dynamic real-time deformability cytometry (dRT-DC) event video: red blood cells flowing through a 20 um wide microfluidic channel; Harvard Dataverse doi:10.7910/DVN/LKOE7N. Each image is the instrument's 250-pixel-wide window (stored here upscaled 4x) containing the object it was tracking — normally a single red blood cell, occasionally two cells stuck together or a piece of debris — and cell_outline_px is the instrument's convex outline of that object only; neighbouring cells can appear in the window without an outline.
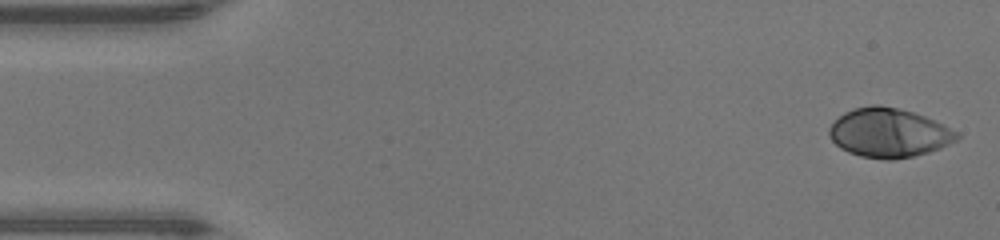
{"species": "human", "species_latin": "Homo sapiens", "temperature_condition": "warm", "stored_images_in_passage": 46, "camera_frame_rate_fps": 3000, "um_per_image_px": 0.085, "donor": {"sex": "male"}, "frame": {"image": 1, "passage_image": 1, "time_ms": 0.0, "image_size_px": [1000, 240], "cell_outline_px": [[960, 136], [956, 140], [940, 148], [928, 152], [896, 160], [884, 160], [860, 156], [848, 152], [840, 148], [832, 140], [828, 132], [828, 128], [844, 112], [856, 108], [872, 104], [880, 104], [912, 112], [924, 116], [944, 124], [960, 132]], "centroid_in_image_um": [75.56, 11.3], "position_along_channel_um": 9.4, "area_um2": 36.59}}
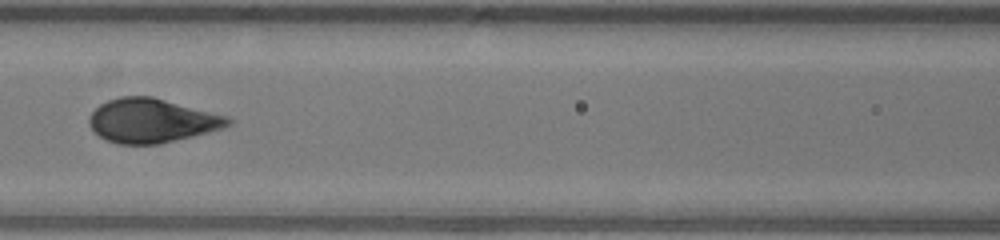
{"frame": {"image": 2, "passage_image": 20, "time_ms": 6.333, "image_size_px": [1000, 240], "cell_outline_px": [[236, 120], [232, 124], [224, 128], [160, 144], [116, 144], [100, 136], [88, 124], [88, 116], [100, 104], [108, 100], [120, 96], [152, 96], [228, 116]], "centroid_in_image_um": [12.93, 10.25], "position_along_channel_um": 153.7, "area_um2": 35.78}}
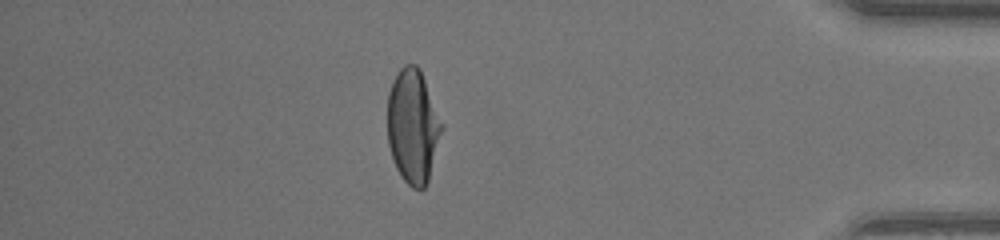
{"frame": {"image": 3, "passage_image": 40, "time_ms": 13.0, "image_size_px": [1000, 240], "cell_outline_px": [[444, 128], [428, 180], [424, 188], [412, 188], [404, 180], [396, 168], [388, 144], [388, 92], [392, 80], [400, 68], [404, 64], [416, 64], [420, 68], [444, 124]], "centroid_in_image_um": [35.11, 10.69], "position_along_channel_um": 400.1, "area_um2": 36.36}, "authors_computed_cell_mechanics": {"area_um2": 36.1539, "velocity_mm_per_s": 4.3701, "shape_relaxation_time_tau1_ms": 3.737, "shape_relaxation_time_tau2_ms": null, "deformation_change_tau1": 0.2197, "deformation_change_tau2": null}}